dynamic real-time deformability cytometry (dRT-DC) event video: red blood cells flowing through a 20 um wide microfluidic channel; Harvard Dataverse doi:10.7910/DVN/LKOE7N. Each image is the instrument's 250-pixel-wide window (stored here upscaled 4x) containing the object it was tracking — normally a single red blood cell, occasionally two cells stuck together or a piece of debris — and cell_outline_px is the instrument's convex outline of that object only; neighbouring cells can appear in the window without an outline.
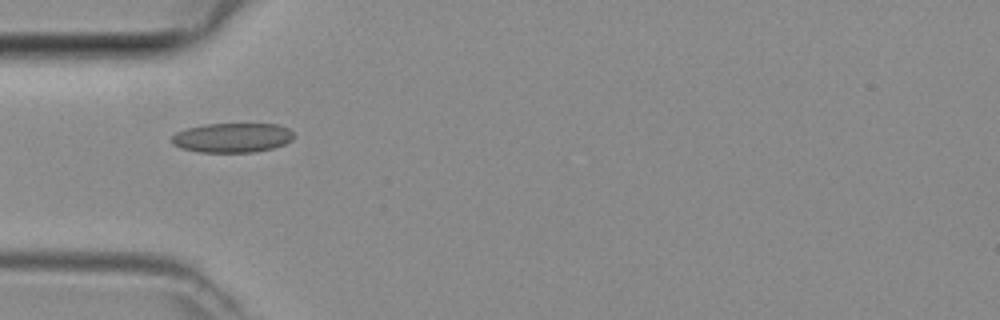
{"species": "common noctule bat (a hibernating species)", "species_latin": "Nyctalus noctula", "temperature_condition": "room temperature", "stored_images_in_passage": 2, "camera_frame_rate_fps": 3000, "um_per_image_px": 0.085, "animal": {"sex": "female", "body_mass_g": 29.2, "forearm_length_mm": 56.3}, "frame": {"image": 1, "passage_image": 2, "time_ms": 0.333, "image_size_px": [1000, 320], "cell_outline_px": [[292, 140], [284, 144], [272, 148], [252, 152], [200, 152], [180, 148], [172, 144], [172, 136], [176, 132], [188, 128], [204, 124], [276, 124], [288, 128], [292, 132]], "centroid_in_image_um": [19.72, 11.7], "position_along_channel_um": 65.3, "area_um2": 20.87}}